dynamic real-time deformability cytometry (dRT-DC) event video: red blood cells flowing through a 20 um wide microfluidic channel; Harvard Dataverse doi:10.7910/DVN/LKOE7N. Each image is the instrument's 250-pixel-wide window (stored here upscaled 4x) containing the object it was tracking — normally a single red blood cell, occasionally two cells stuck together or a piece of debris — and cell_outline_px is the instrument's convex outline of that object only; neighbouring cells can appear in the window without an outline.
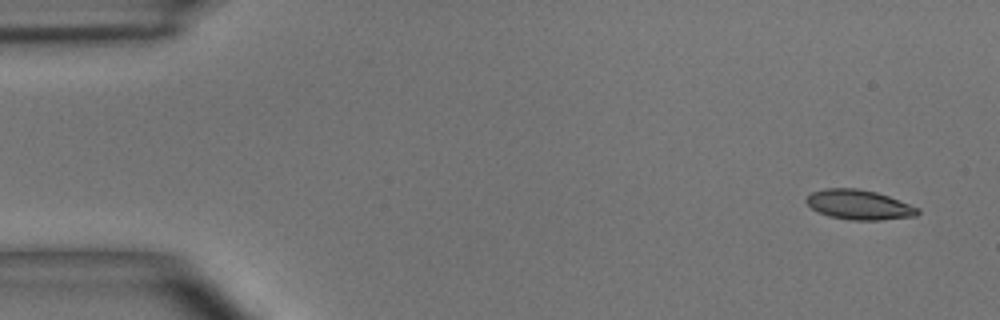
{"species": "common noctule bat (a hibernating species)", "species_latin": "Nyctalus noctula", "temperature_condition": "room temperature", "stored_images_in_passage": 6, "camera_frame_rate_fps": 3000, "um_per_image_px": 0.085, "animal": {"sex": "male", "body_mass_g": 15.6}, "frame": {"image": 1, "passage_image": 1, "time_ms": 0.0, "image_size_px": [1000, 320], "cell_outline_px": [[920, 212], [916, 216], [880, 220], [852, 220], [828, 216], [812, 208], [804, 200], [812, 192], [824, 188], [856, 188], [876, 192], [888, 196], [920, 208]], "centroid_in_image_um": [73.03, 17.4], "position_along_channel_um": 12.0, "area_um2": 19.25}}
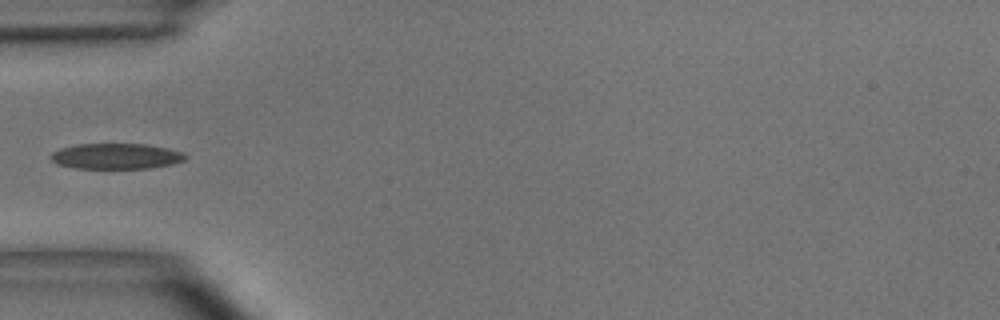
{"frame": {"image": 2, "passage_image": 5, "time_ms": 4.667, "image_size_px": [1000, 320], "cell_outline_px": [[188, 156], [184, 160], [172, 164], [152, 168], [76, 168], [56, 164], [52, 160], [52, 152], [60, 148], [76, 144], [148, 144], [168, 148], [184, 152]], "centroid_in_image_um": [9.9, 13.27], "position_along_channel_um": 75.1, "area_um2": 20.17}}
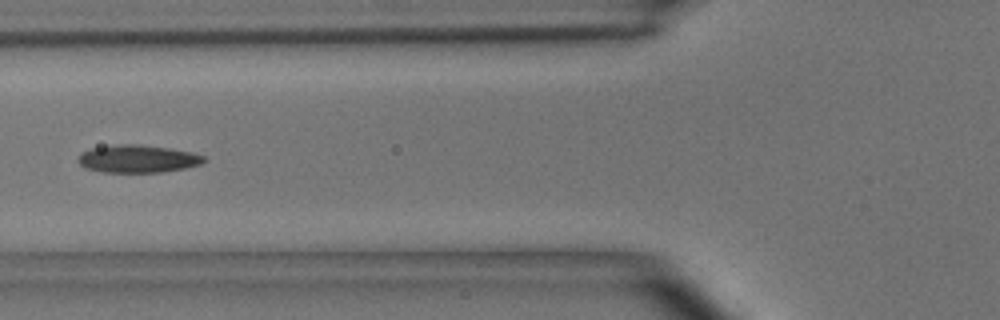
{"frame": {"image": 3, "passage_image": 6, "time_ms": 5.667, "image_size_px": [1000, 320], "cell_outline_px": [[208, 160], [200, 164], [184, 168], [160, 172], [104, 172], [84, 168], [80, 164], [80, 156], [84, 152], [92, 148], [120, 144], [140, 144], [168, 148], [192, 152], [204, 156]], "centroid_in_image_um": [11.75, 13.5], "position_along_channel_um": 114.1, "area_um2": 20.06}}